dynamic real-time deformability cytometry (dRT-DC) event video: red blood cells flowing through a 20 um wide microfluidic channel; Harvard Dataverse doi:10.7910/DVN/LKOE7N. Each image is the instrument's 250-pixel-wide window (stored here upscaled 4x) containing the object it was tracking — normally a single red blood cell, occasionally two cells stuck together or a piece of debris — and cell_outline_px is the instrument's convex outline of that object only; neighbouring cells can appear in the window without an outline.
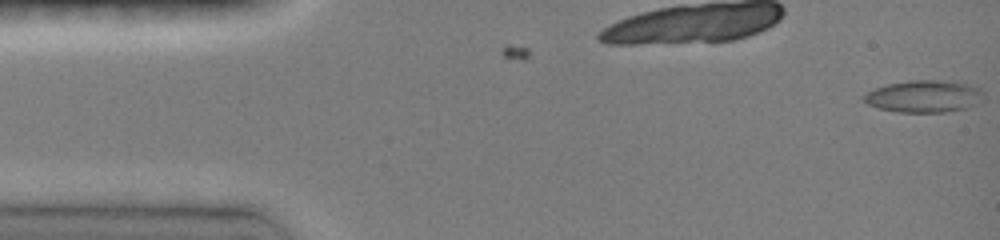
{"species": "common noctule bat (a hibernating species)", "species_latin": "Nyctalus noctula", "temperature_condition": "room temperature", "stored_images_in_passage": 4, "camera_frame_rate_fps": 3000, "um_per_image_px": 0.085, "animal": {"sex": "female", "body_mass_g": 19.0, "forearm_length_mm": 51.5}, "frame": {"image": 1, "passage_image": 4, "time_ms": 1.0, "image_size_px": [1000, 240], "cell_outline_px": [[984, 100], [976, 104], [964, 108], [944, 112], [900, 112], [880, 108], [868, 104], [860, 96], [876, 88], [888, 84], [908, 80], [940, 80], [968, 84], [984, 92]], "centroid_in_image_um": [78.55, 8.18], "position_along_channel_um": 6.5, "area_um2": 22.25}}